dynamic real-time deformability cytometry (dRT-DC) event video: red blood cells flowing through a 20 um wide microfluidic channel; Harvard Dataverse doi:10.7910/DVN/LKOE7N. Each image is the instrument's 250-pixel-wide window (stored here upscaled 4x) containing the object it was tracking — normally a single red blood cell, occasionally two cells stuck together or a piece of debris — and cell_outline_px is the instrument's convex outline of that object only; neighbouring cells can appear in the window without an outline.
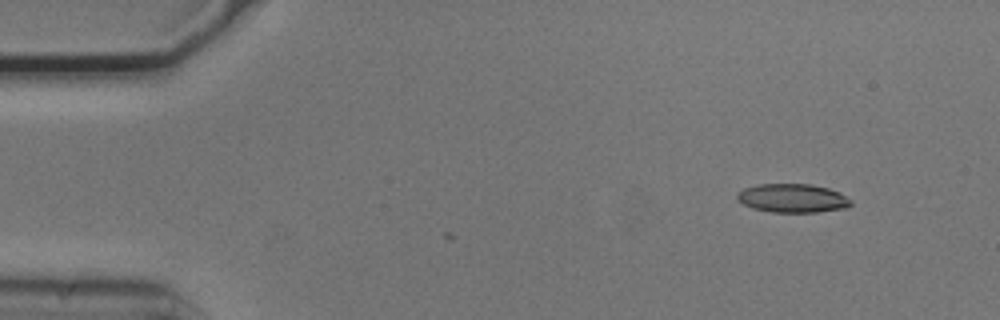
{"species": "common noctule bat (a hibernating species)", "species_latin": "Nyctalus noctula", "temperature_condition": "cold", "stored_images_in_passage": 4, "camera_frame_rate_fps": 3000, "um_per_image_px": 0.085, "animal": {"sex": "male", "body_mass_g": 20.5, "forearm_length_mm": 52.5}, "frame": {"image": 1, "passage_image": 4, "time_ms": 1.0, "image_size_px": [1000, 320], "cell_outline_px": [[852, 204], [848, 208], [816, 212], [772, 212], [752, 208], [736, 200], [736, 192], [744, 188], [756, 184], [812, 184], [828, 188], [840, 192], [852, 200]], "centroid_in_image_um": [67.37, 16.84], "position_along_channel_um": 17.6, "area_um2": 19.31}}